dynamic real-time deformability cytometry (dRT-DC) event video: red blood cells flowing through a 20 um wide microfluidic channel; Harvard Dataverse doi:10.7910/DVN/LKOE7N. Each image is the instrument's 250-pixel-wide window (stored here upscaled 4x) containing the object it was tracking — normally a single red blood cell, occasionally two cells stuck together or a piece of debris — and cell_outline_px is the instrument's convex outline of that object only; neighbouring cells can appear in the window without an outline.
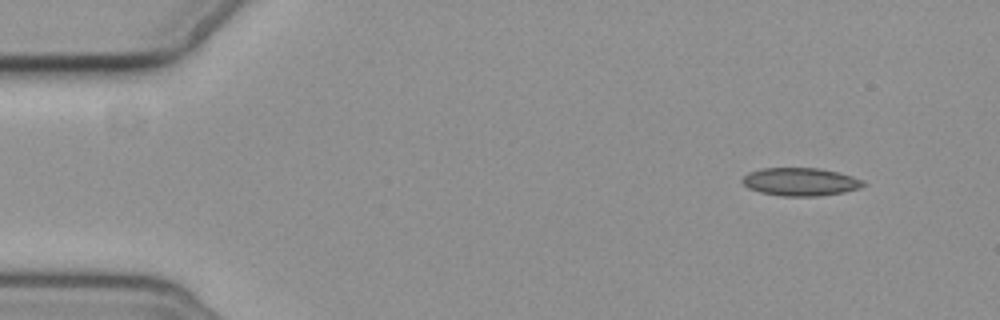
{"species": "common noctule bat (a hibernating species)", "species_latin": "Nyctalus noctula", "temperature_condition": "cold", "stored_images_in_passage": 5, "camera_frame_rate_fps": 3000, "um_per_image_px": 0.085, "animal": {"sex": "female", "body_mass_g": 19.3, "forearm_length_mm": 54.1}, "frame": {"image": 1, "passage_image": 1, "time_ms": 0.0, "image_size_px": [1000, 320], "cell_outline_px": [[868, 184], [860, 188], [844, 192], [820, 196], [784, 196], [760, 192], [748, 188], [740, 180], [748, 172], [760, 168], [820, 168], [840, 172], [864, 180]], "centroid_in_image_um": [68.06, 15.44], "position_along_channel_um": 16.9, "area_um2": 20.0}}
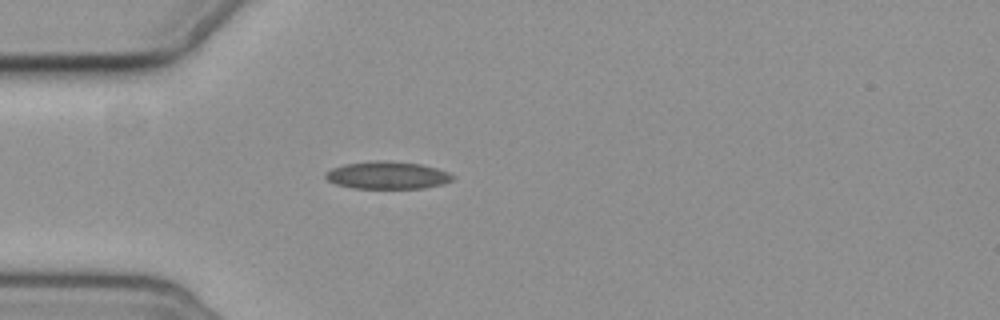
{"frame": {"image": 2, "passage_image": 4, "time_ms": 3.667, "image_size_px": [1000, 320], "cell_outline_px": [[456, 176], [452, 180], [440, 184], [424, 188], [352, 188], [336, 184], [328, 180], [324, 176], [324, 172], [332, 168], [344, 164], [376, 160], [384, 160], [420, 164], [436, 168], [448, 172]], "centroid_in_image_um": [32.9, 14.89], "position_along_channel_um": 52.1, "area_um2": 20.35}}